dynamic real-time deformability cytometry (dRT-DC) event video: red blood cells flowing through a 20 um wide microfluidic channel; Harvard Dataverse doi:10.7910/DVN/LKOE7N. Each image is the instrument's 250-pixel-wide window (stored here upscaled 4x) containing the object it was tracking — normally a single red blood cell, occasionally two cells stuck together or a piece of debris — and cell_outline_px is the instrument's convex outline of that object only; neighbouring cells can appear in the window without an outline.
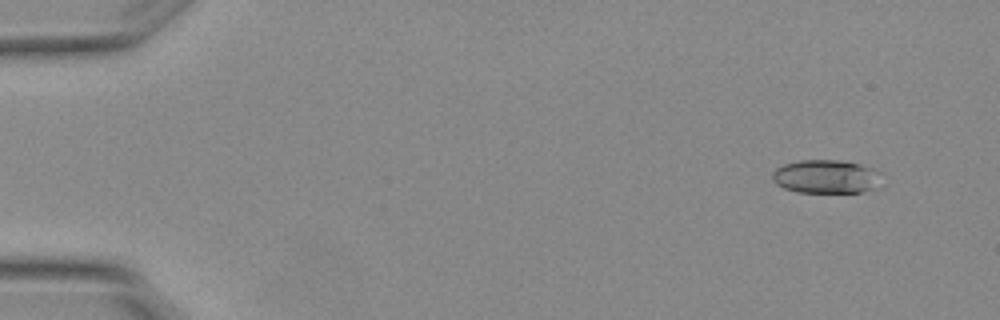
{"species": "Egyptian fruit bat (a non-hibernating species)", "species_latin": "Rousettus aegyptiacus", "temperature_condition": "warm", "stored_images_in_passage": 6, "camera_frame_rate_fps": 3000, "um_per_image_px": 0.085, "animal": {"sex": "female"}, "frame": {"image": 1, "passage_image": 2, "time_ms": 0.333, "image_size_px": [1000, 320], "cell_outline_px": [[884, 172], [876, 188], [860, 192], [796, 192], [784, 188], [776, 184], [772, 180], [772, 172], [776, 168], [784, 164], [800, 160], [840, 160], [860, 164], [876, 168]], "centroid_in_image_um": [70.26, 15.0], "position_along_channel_um": 14.7, "area_um2": 21.73}}
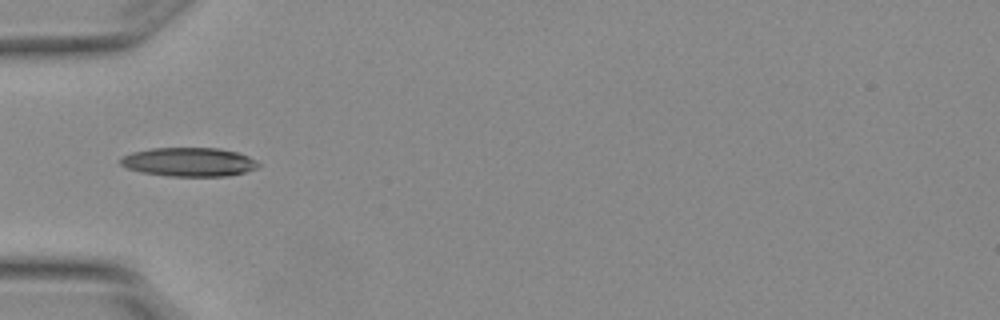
{"frame": {"image": 2, "passage_image": 6, "time_ms": 1.667, "image_size_px": [1000, 320], "cell_outline_px": [[260, 164], [256, 168], [244, 172], [224, 176], [168, 176], [140, 172], [128, 168], [120, 164], [120, 156], [132, 152], [152, 148], [220, 148], [236, 152], [248, 156]], "centroid_in_image_um": [16.02, 13.76], "position_along_channel_um": 69.0, "area_um2": 23.12}}